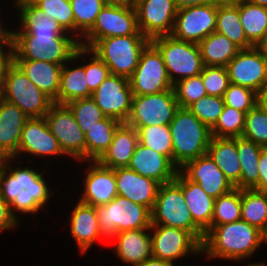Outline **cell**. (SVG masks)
I'll return each instance as SVG.
<instances>
[{"instance_id": "obj_30", "label": "cell", "mask_w": 267, "mask_h": 266, "mask_svg": "<svg viewBox=\"0 0 267 266\" xmlns=\"http://www.w3.org/2000/svg\"><path fill=\"white\" fill-rule=\"evenodd\" d=\"M13 62L36 87L47 94L53 101L57 98L63 67L61 64L38 60H13Z\"/></svg>"}, {"instance_id": "obj_60", "label": "cell", "mask_w": 267, "mask_h": 266, "mask_svg": "<svg viewBox=\"0 0 267 266\" xmlns=\"http://www.w3.org/2000/svg\"><path fill=\"white\" fill-rule=\"evenodd\" d=\"M2 20H0V40L10 38V31L2 27Z\"/></svg>"}, {"instance_id": "obj_21", "label": "cell", "mask_w": 267, "mask_h": 266, "mask_svg": "<svg viewBox=\"0 0 267 266\" xmlns=\"http://www.w3.org/2000/svg\"><path fill=\"white\" fill-rule=\"evenodd\" d=\"M89 162L81 198L82 203L99 206L108 204L117 195L115 169L102 166L97 161Z\"/></svg>"}, {"instance_id": "obj_22", "label": "cell", "mask_w": 267, "mask_h": 266, "mask_svg": "<svg viewBox=\"0 0 267 266\" xmlns=\"http://www.w3.org/2000/svg\"><path fill=\"white\" fill-rule=\"evenodd\" d=\"M127 167L141 176L155 180L160 185L174 181L179 171L167 156L139 142Z\"/></svg>"}, {"instance_id": "obj_20", "label": "cell", "mask_w": 267, "mask_h": 266, "mask_svg": "<svg viewBox=\"0 0 267 266\" xmlns=\"http://www.w3.org/2000/svg\"><path fill=\"white\" fill-rule=\"evenodd\" d=\"M21 153L42 158L46 156H66L58 140L49 130L44 117L29 118L25 123L19 141L18 153L13 159L16 160Z\"/></svg>"}, {"instance_id": "obj_6", "label": "cell", "mask_w": 267, "mask_h": 266, "mask_svg": "<svg viewBox=\"0 0 267 266\" xmlns=\"http://www.w3.org/2000/svg\"><path fill=\"white\" fill-rule=\"evenodd\" d=\"M95 208L101 233L108 242L119 232L150 228L152 225L148 207L119 195L108 204Z\"/></svg>"}, {"instance_id": "obj_52", "label": "cell", "mask_w": 267, "mask_h": 266, "mask_svg": "<svg viewBox=\"0 0 267 266\" xmlns=\"http://www.w3.org/2000/svg\"><path fill=\"white\" fill-rule=\"evenodd\" d=\"M18 223L10 211V205L0 196V232L18 227Z\"/></svg>"}, {"instance_id": "obj_59", "label": "cell", "mask_w": 267, "mask_h": 266, "mask_svg": "<svg viewBox=\"0 0 267 266\" xmlns=\"http://www.w3.org/2000/svg\"><path fill=\"white\" fill-rule=\"evenodd\" d=\"M40 1L41 0H15L14 6H16L18 10L20 7L37 5Z\"/></svg>"}, {"instance_id": "obj_5", "label": "cell", "mask_w": 267, "mask_h": 266, "mask_svg": "<svg viewBox=\"0 0 267 266\" xmlns=\"http://www.w3.org/2000/svg\"><path fill=\"white\" fill-rule=\"evenodd\" d=\"M149 43L144 35L116 36L100 39L89 49L109 67L111 74L129 79Z\"/></svg>"}, {"instance_id": "obj_2", "label": "cell", "mask_w": 267, "mask_h": 266, "mask_svg": "<svg viewBox=\"0 0 267 266\" xmlns=\"http://www.w3.org/2000/svg\"><path fill=\"white\" fill-rule=\"evenodd\" d=\"M262 245L261 231L249 223L239 220L211 226L204 235L202 253L209 260H245Z\"/></svg>"}, {"instance_id": "obj_4", "label": "cell", "mask_w": 267, "mask_h": 266, "mask_svg": "<svg viewBox=\"0 0 267 266\" xmlns=\"http://www.w3.org/2000/svg\"><path fill=\"white\" fill-rule=\"evenodd\" d=\"M13 60L47 61L62 66L73 56L80 46L74 36L32 35L30 33H10Z\"/></svg>"}, {"instance_id": "obj_53", "label": "cell", "mask_w": 267, "mask_h": 266, "mask_svg": "<svg viewBox=\"0 0 267 266\" xmlns=\"http://www.w3.org/2000/svg\"><path fill=\"white\" fill-rule=\"evenodd\" d=\"M258 170V184L253 189L267 193V148L259 156Z\"/></svg>"}, {"instance_id": "obj_24", "label": "cell", "mask_w": 267, "mask_h": 266, "mask_svg": "<svg viewBox=\"0 0 267 266\" xmlns=\"http://www.w3.org/2000/svg\"><path fill=\"white\" fill-rule=\"evenodd\" d=\"M69 225L81 254H85L98 239L107 240L101 233L94 206L77 201L70 213Z\"/></svg>"}, {"instance_id": "obj_50", "label": "cell", "mask_w": 267, "mask_h": 266, "mask_svg": "<svg viewBox=\"0 0 267 266\" xmlns=\"http://www.w3.org/2000/svg\"><path fill=\"white\" fill-rule=\"evenodd\" d=\"M87 55L91 57L85 63V79L89 89L94 92L111 73L109 67L89 48Z\"/></svg>"}, {"instance_id": "obj_37", "label": "cell", "mask_w": 267, "mask_h": 266, "mask_svg": "<svg viewBox=\"0 0 267 266\" xmlns=\"http://www.w3.org/2000/svg\"><path fill=\"white\" fill-rule=\"evenodd\" d=\"M122 123L109 117H104L85 134L86 161H96L109 147L116 129Z\"/></svg>"}, {"instance_id": "obj_54", "label": "cell", "mask_w": 267, "mask_h": 266, "mask_svg": "<svg viewBox=\"0 0 267 266\" xmlns=\"http://www.w3.org/2000/svg\"><path fill=\"white\" fill-rule=\"evenodd\" d=\"M137 266H175L173 262L151 257Z\"/></svg>"}, {"instance_id": "obj_19", "label": "cell", "mask_w": 267, "mask_h": 266, "mask_svg": "<svg viewBox=\"0 0 267 266\" xmlns=\"http://www.w3.org/2000/svg\"><path fill=\"white\" fill-rule=\"evenodd\" d=\"M179 171L215 199L235 188L208 154L186 162Z\"/></svg>"}, {"instance_id": "obj_27", "label": "cell", "mask_w": 267, "mask_h": 266, "mask_svg": "<svg viewBox=\"0 0 267 266\" xmlns=\"http://www.w3.org/2000/svg\"><path fill=\"white\" fill-rule=\"evenodd\" d=\"M87 56V48L79 46L74 56L66 62L61 70L60 86L57 98L53 101L58 104H67L70 101L90 98L92 91L89 89L85 79V63L75 68L68 67V63L77 61Z\"/></svg>"}, {"instance_id": "obj_16", "label": "cell", "mask_w": 267, "mask_h": 266, "mask_svg": "<svg viewBox=\"0 0 267 266\" xmlns=\"http://www.w3.org/2000/svg\"><path fill=\"white\" fill-rule=\"evenodd\" d=\"M133 96L128 78L109 74L91 97L105 117L126 123L130 116Z\"/></svg>"}, {"instance_id": "obj_7", "label": "cell", "mask_w": 267, "mask_h": 266, "mask_svg": "<svg viewBox=\"0 0 267 266\" xmlns=\"http://www.w3.org/2000/svg\"><path fill=\"white\" fill-rule=\"evenodd\" d=\"M151 223L186 230L203 242L205 233L194 223L182 189L174 181L159 186Z\"/></svg>"}, {"instance_id": "obj_14", "label": "cell", "mask_w": 267, "mask_h": 266, "mask_svg": "<svg viewBox=\"0 0 267 266\" xmlns=\"http://www.w3.org/2000/svg\"><path fill=\"white\" fill-rule=\"evenodd\" d=\"M217 0L203 5L178 8L171 35L176 39L198 44L215 32Z\"/></svg>"}, {"instance_id": "obj_11", "label": "cell", "mask_w": 267, "mask_h": 266, "mask_svg": "<svg viewBox=\"0 0 267 266\" xmlns=\"http://www.w3.org/2000/svg\"><path fill=\"white\" fill-rule=\"evenodd\" d=\"M179 108L174 89L151 95H134L126 124L131 127L169 125Z\"/></svg>"}, {"instance_id": "obj_12", "label": "cell", "mask_w": 267, "mask_h": 266, "mask_svg": "<svg viewBox=\"0 0 267 266\" xmlns=\"http://www.w3.org/2000/svg\"><path fill=\"white\" fill-rule=\"evenodd\" d=\"M44 118L64 154L80 162L86 161L85 134L70 108L66 104L53 103Z\"/></svg>"}, {"instance_id": "obj_13", "label": "cell", "mask_w": 267, "mask_h": 266, "mask_svg": "<svg viewBox=\"0 0 267 266\" xmlns=\"http://www.w3.org/2000/svg\"><path fill=\"white\" fill-rule=\"evenodd\" d=\"M129 84L133 95H151L173 88L159 50L150 42L143 50Z\"/></svg>"}, {"instance_id": "obj_9", "label": "cell", "mask_w": 267, "mask_h": 266, "mask_svg": "<svg viewBox=\"0 0 267 266\" xmlns=\"http://www.w3.org/2000/svg\"><path fill=\"white\" fill-rule=\"evenodd\" d=\"M2 99L16 105L29 118L44 117L54 103L14 62L6 70L5 93Z\"/></svg>"}, {"instance_id": "obj_40", "label": "cell", "mask_w": 267, "mask_h": 266, "mask_svg": "<svg viewBox=\"0 0 267 266\" xmlns=\"http://www.w3.org/2000/svg\"><path fill=\"white\" fill-rule=\"evenodd\" d=\"M241 220V189L234 188L214 201L211 226Z\"/></svg>"}, {"instance_id": "obj_23", "label": "cell", "mask_w": 267, "mask_h": 266, "mask_svg": "<svg viewBox=\"0 0 267 266\" xmlns=\"http://www.w3.org/2000/svg\"><path fill=\"white\" fill-rule=\"evenodd\" d=\"M115 178L119 196L152 210L160 186L158 182L128 167L115 168Z\"/></svg>"}, {"instance_id": "obj_41", "label": "cell", "mask_w": 267, "mask_h": 266, "mask_svg": "<svg viewBox=\"0 0 267 266\" xmlns=\"http://www.w3.org/2000/svg\"><path fill=\"white\" fill-rule=\"evenodd\" d=\"M139 143L167 156L172 161V136L169 125L134 127Z\"/></svg>"}, {"instance_id": "obj_32", "label": "cell", "mask_w": 267, "mask_h": 266, "mask_svg": "<svg viewBox=\"0 0 267 266\" xmlns=\"http://www.w3.org/2000/svg\"><path fill=\"white\" fill-rule=\"evenodd\" d=\"M215 32L228 37L240 49L253 47L241 25L239 7L232 0H217Z\"/></svg>"}, {"instance_id": "obj_55", "label": "cell", "mask_w": 267, "mask_h": 266, "mask_svg": "<svg viewBox=\"0 0 267 266\" xmlns=\"http://www.w3.org/2000/svg\"><path fill=\"white\" fill-rule=\"evenodd\" d=\"M216 0H176L178 8H185L189 6L203 5Z\"/></svg>"}, {"instance_id": "obj_17", "label": "cell", "mask_w": 267, "mask_h": 266, "mask_svg": "<svg viewBox=\"0 0 267 266\" xmlns=\"http://www.w3.org/2000/svg\"><path fill=\"white\" fill-rule=\"evenodd\" d=\"M134 8L138 28L149 40L171 35L178 10L176 0H137Z\"/></svg>"}, {"instance_id": "obj_46", "label": "cell", "mask_w": 267, "mask_h": 266, "mask_svg": "<svg viewBox=\"0 0 267 266\" xmlns=\"http://www.w3.org/2000/svg\"><path fill=\"white\" fill-rule=\"evenodd\" d=\"M38 7L52 17L64 31L75 34L73 10L70 0H41Z\"/></svg>"}, {"instance_id": "obj_61", "label": "cell", "mask_w": 267, "mask_h": 266, "mask_svg": "<svg viewBox=\"0 0 267 266\" xmlns=\"http://www.w3.org/2000/svg\"><path fill=\"white\" fill-rule=\"evenodd\" d=\"M248 1L253 3V4L267 7V0H248Z\"/></svg>"}, {"instance_id": "obj_1", "label": "cell", "mask_w": 267, "mask_h": 266, "mask_svg": "<svg viewBox=\"0 0 267 266\" xmlns=\"http://www.w3.org/2000/svg\"><path fill=\"white\" fill-rule=\"evenodd\" d=\"M13 160V158L2 159L0 196L10 205L11 213L19 221L16 213L39 212L46 202L48 203L54 191L51 192L49 184L43 178L44 171L39 173L20 164L12 167Z\"/></svg>"}, {"instance_id": "obj_45", "label": "cell", "mask_w": 267, "mask_h": 266, "mask_svg": "<svg viewBox=\"0 0 267 266\" xmlns=\"http://www.w3.org/2000/svg\"><path fill=\"white\" fill-rule=\"evenodd\" d=\"M224 106L223 97L206 95L192 103L188 109L211 129L222 114Z\"/></svg>"}, {"instance_id": "obj_48", "label": "cell", "mask_w": 267, "mask_h": 266, "mask_svg": "<svg viewBox=\"0 0 267 266\" xmlns=\"http://www.w3.org/2000/svg\"><path fill=\"white\" fill-rule=\"evenodd\" d=\"M223 99L225 106L248 113L258 103V93L250 88L230 83Z\"/></svg>"}, {"instance_id": "obj_43", "label": "cell", "mask_w": 267, "mask_h": 266, "mask_svg": "<svg viewBox=\"0 0 267 266\" xmlns=\"http://www.w3.org/2000/svg\"><path fill=\"white\" fill-rule=\"evenodd\" d=\"M242 137L267 148V111L258 103L246 113Z\"/></svg>"}, {"instance_id": "obj_31", "label": "cell", "mask_w": 267, "mask_h": 266, "mask_svg": "<svg viewBox=\"0 0 267 266\" xmlns=\"http://www.w3.org/2000/svg\"><path fill=\"white\" fill-rule=\"evenodd\" d=\"M207 154L231 184L240 189L241 166L236 148V138L212 137Z\"/></svg>"}, {"instance_id": "obj_10", "label": "cell", "mask_w": 267, "mask_h": 266, "mask_svg": "<svg viewBox=\"0 0 267 266\" xmlns=\"http://www.w3.org/2000/svg\"><path fill=\"white\" fill-rule=\"evenodd\" d=\"M129 35H143L138 28L135 8L106 4L97 15L93 27L83 36L79 44L90 48L100 39Z\"/></svg>"}, {"instance_id": "obj_38", "label": "cell", "mask_w": 267, "mask_h": 266, "mask_svg": "<svg viewBox=\"0 0 267 266\" xmlns=\"http://www.w3.org/2000/svg\"><path fill=\"white\" fill-rule=\"evenodd\" d=\"M241 220L262 231L267 224V193L241 189Z\"/></svg>"}, {"instance_id": "obj_28", "label": "cell", "mask_w": 267, "mask_h": 266, "mask_svg": "<svg viewBox=\"0 0 267 266\" xmlns=\"http://www.w3.org/2000/svg\"><path fill=\"white\" fill-rule=\"evenodd\" d=\"M174 182L182 189L194 223L205 233L211 227L215 198L208 195L199 184L188 180L180 171Z\"/></svg>"}, {"instance_id": "obj_29", "label": "cell", "mask_w": 267, "mask_h": 266, "mask_svg": "<svg viewBox=\"0 0 267 266\" xmlns=\"http://www.w3.org/2000/svg\"><path fill=\"white\" fill-rule=\"evenodd\" d=\"M138 142L137 130L122 123L116 129L109 147L96 161L102 166L112 169L127 167Z\"/></svg>"}, {"instance_id": "obj_58", "label": "cell", "mask_w": 267, "mask_h": 266, "mask_svg": "<svg viewBox=\"0 0 267 266\" xmlns=\"http://www.w3.org/2000/svg\"><path fill=\"white\" fill-rule=\"evenodd\" d=\"M255 47L259 50L264 60L267 62V35Z\"/></svg>"}, {"instance_id": "obj_62", "label": "cell", "mask_w": 267, "mask_h": 266, "mask_svg": "<svg viewBox=\"0 0 267 266\" xmlns=\"http://www.w3.org/2000/svg\"><path fill=\"white\" fill-rule=\"evenodd\" d=\"M262 233V243L265 244L267 243V224L265 228L261 231Z\"/></svg>"}, {"instance_id": "obj_51", "label": "cell", "mask_w": 267, "mask_h": 266, "mask_svg": "<svg viewBox=\"0 0 267 266\" xmlns=\"http://www.w3.org/2000/svg\"><path fill=\"white\" fill-rule=\"evenodd\" d=\"M12 62H13V48L11 39L8 38L0 40V99L4 97L5 93L6 70L7 67Z\"/></svg>"}, {"instance_id": "obj_49", "label": "cell", "mask_w": 267, "mask_h": 266, "mask_svg": "<svg viewBox=\"0 0 267 266\" xmlns=\"http://www.w3.org/2000/svg\"><path fill=\"white\" fill-rule=\"evenodd\" d=\"M201 77L207 95L223 97L230 85L228 71L224 66H204Z\"/></svg>"}, {"instance_id": "obj_34", "label": "cell", "mask_w": 267, "mask_h": 266, "mask_svg": "<svg viewBox=\"0 0 267 266\" xmlns=\"http://www.w3.org/2000/svg\"><path fill=\"white\" fill-rule=\"evenodd\" d=\"M204 66H224L237 55L240 48L228 37L213 32L198 43Z\"/></svg>"}, {"instance_id": "obj_56", "label": "cell", "mask_w": 267, "mask_h": 266, "mask_svg": "<svg viewBox=\"0 0 267 266\" xmlns=\"http://www.w3.org/2000/svg\"><path fill=\"white\" fill-rule=\"evenodd\" d=\"M137 0H105L107 5L134 7Z\"/></svg>"}, {"instance_id": "obj_42", "label": "cell", "mask_w": 267, "mask_h": 266, "mask_svg": "<svg viewBox=\"0 0 267 266\" xmlns=\"http://www.w3.org/2000/svg\"><path fill=\"white\" fill-rule=\"evenodd\" d=\"M245 117L246 113L229 106H224L222 114L211 128L212 137H241L244 130Z\"/></svg>"}, {"instance_id": "obj_47", "label": "cell", "mask_w": 267, "mask_h": 266, "mask_svg": "<svg viewBox=\"0 0 267 266\" xmlns=\"http://www.w3.org/2000/svg\"><path fill=\"white\" fill-rule=\"evenodd\" d=\"M179 107L188 108L192 103L207 95L201 74L182 79L173 85Z\"/></svg>"}, {"instance_id": "obj_26", "label": "cell", "mask_w": 267, "mask_h": 266, "mask_svg": "<svg viewBox=\"0 0 267 266\" xmlns=\"http://www.w3.org/2000/svg\"><path fill=\"white\" fill-rule=\"evenodd\" d=\"M147 231V232H146ZM150 228L132 229L117 233L112 239L117 243L113 252L125 264L137 266L153 257Z\"/></svg>"}, {"instance_id": "obj_44", "label": "cell", "mask_w": 267, "mask_h": 266, "mask_svg": "<svg viewBox=\"0 0 267 266\" xmlns=\"http://www.w3.org/2000/svg\"><path fill=\"white\" fill-rule=\"evenodd\" d=\"M66 105L72 111L76 122L84 134L105 117L92 97L73 100Z\"/></svg>"}, {"instance_id": "obj_25", "label": "cell", "mask_w": 267, "mask_h": 266, "mask_svg": "<svg viewBox=\"0 0 267 266\" xmlns=\"http://www.w3.org/2000/svg\"><path fill=\"white\" fill-rule=\"evenodd\" d=\"M29 117L16 105L0 99V159L18 153L22 129Z\"/></svg>"}, {"instance_id": "obj_3", "label": "cell", "mask_w": 267, "mask_h": 266, "mask_svg": "<svg viewBox=\"0 0 267 266\" xmlns=\"http://www.w3.org/2000/svg\"><path fill=\"white\" fill-rule=\"evenodd\" d=\"M172 136V162L181 168L186 162L207 154L211 129L188 109L179 107L169 123Z\"/></svg>"}, {"instance_id": "obj_18", "label": "cell", "mask_w": 267, "mask_h": 266, "mask_svg": "<svg viewBox=\"0 0 267 266\" xmlns=\"http://www.w3.org/2000/svg\"><path fill=\"white\" fill-rule=\"evenodd\" d=\"M226 68L232 84L250 88L256 93L267 84V62L255 46L240 49Z\"/></svg>"}, {"instance_id": "obj_8", "label": "cell", "mask_w": 267, "mask_h": 266, "mask_svg": "<svg viewBox=\"0 0 267 266\" xmlns=\"http://www.w3.org/2000/svg\"><path fill=\"white\" fill-rule=\"evenodd\" d=\"M150 42L161 53L173 85L182 79L201 74L204 64L198 44L176 39L172 35L159 36Z\"/></svg>"}, {"instance_id": "obj_57", "label": "cell", "mask_w": 267, "mask_h": 266, "mask_svg": "<svg viewBox=\"0 0 267 266\" xmlns=\"http://www.w3.org/2000/svg\"><path fill=\"white\" fill-rule=\"evenodd\" d=\"M258 104L267 111V84L258 93Z\"/></svg>"}, {"instance_id": "obj_39", "label": "cell", "mask_w": 267, "mask_h": 266, "mask_svg": "<svg viewBox=\"0 0 267 266\" xmlns=\"http://www.w3.org/2000/svg\"><path fill=\"white\" fill-rule=\"evenodd\" d=\"M76 39L80 42L81 38L93 27L97 15L106 5L105 0H70Z\"/></svg>"}, {"instance_id": "obj_63", "label": "cell", "mask_w": 267, "mask_h": 266, "mask_svg": "<svg viewBox=\"0 0 267 266\" xmlns=\"http://www.w3.org/2000/svg\"><path fill=\"white\" fill-rule=\"evenodd\" d=\"M247 266H267V265H266V263H263V262H259V263L255 262L253 264L249 263V265H247Z\"/></svg>"}, {"instance_id": "obj_35", "label": "cell", "mask_w": 267, "mask_h": 266, "mask_svg": "<svg viewBox=\"0 0 267 266\" xmlns=\"http://www.w3.org/2000/svg\"><path fill=\"white\" fill-rule=\"evenodd\" d=\"M239 7L240 22L247 40L257 45L267 35V7L248 0H232Z\"/></svg>"}, {"instance_id": "obj_15", "label": "cell", "mask_w": 267, "mask_h": 266, "mask_svg": "<svg viewBox=\"0 0 267 266\" xmlns=\"http://www.w3.org/2000/svg\"><path fill=\"white\" fill-rule=\"evenodd\" d=\"M153 257L173 262L189 253L202 255V243L190 232L164 225H151Z\"/></svg>"}, {"instance_id": "obj_64", "label": "cell", "mask_w": 267, "mask_h": 266, "mask_svg": "<svg viewBox=\"0 0 267 266\" xmlns=\"http://www.w3.org/2000/svg\"><path fill=\"white\" fill-rule=\"evenodd\" d=\"M1 167H2V159H0V170H1Z\"/></svg>"}, {"instance_id": "obj_33", "label": "cell", "mask_w": 267, "mask_h": 266, "mask_svg": "<svg viewBox=\"0 0 267 266\" xmlns=\"http://www.w3.org/2000/svg\"><path fill=\"white\" fill-rule=\"evenodd\" d=\"M19 22L20 28L18 31L10 33H30L32 35H56L71 36L62 29V27L48 14H45L37 5L20 7Z\"/></svg>"}, {"instance_id": "obj_36", "label": "cell", "mask_w": 267, "mask_h": 266, "mask_svg": "<svg viewBox=\"0 0 267 266\" xmlns=\"http://www.w3.org/2000/svg\"><path fill=\"white\" fill-rule=\"evenodd\" d=\"M236 148L241 166L240 189H253L258 184L259 156L264 149L244 137H236Z\"/></svg>"}]
</instances>
